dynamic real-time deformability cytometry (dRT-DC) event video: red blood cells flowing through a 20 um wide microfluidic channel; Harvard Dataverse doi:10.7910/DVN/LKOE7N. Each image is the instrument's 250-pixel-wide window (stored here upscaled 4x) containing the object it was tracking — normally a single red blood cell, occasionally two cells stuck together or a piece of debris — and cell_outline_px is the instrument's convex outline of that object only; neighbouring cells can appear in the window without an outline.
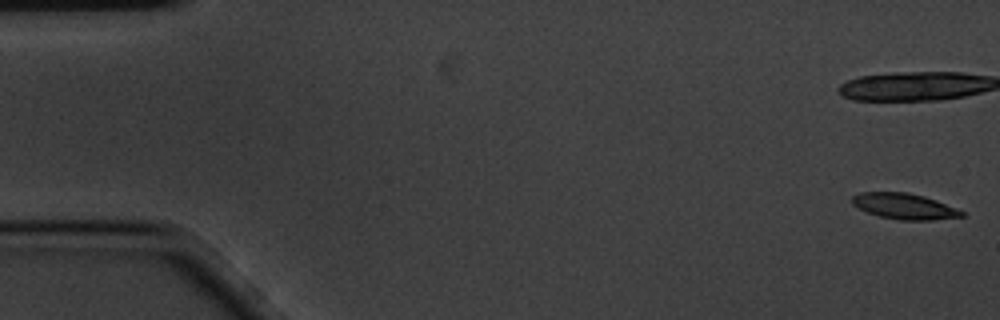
{"species": "common noctule bat (a hibernating species)", "species_latin": "Nyctalus noctula", "temperature_condition": "cold", "stored_images_in_passage": 7, "camera_frame_rate_fps": 3000, "um_per_image_px": 0.085, "animal": {"sex": "male", "body_mass_g": 20.1, "forearm_length_mm": 53.5}, "frame": {"image": 1, "passage_image": 1, "time_ms": 0.0, "image_size_px": [1000, 320], "cell_outline_px": [[964, 216], [932, 220], [900, 220], [880, 216], [868, 212], [852, 204], [852, 196], [860, 192], [908, 192], [924, 196], [936, 200], [956, 208], [964, 212]], "centroid_in_image_um": [76.87, 17.52], "position_along_channel_um": 8.1, "area_um2": 16.36}}